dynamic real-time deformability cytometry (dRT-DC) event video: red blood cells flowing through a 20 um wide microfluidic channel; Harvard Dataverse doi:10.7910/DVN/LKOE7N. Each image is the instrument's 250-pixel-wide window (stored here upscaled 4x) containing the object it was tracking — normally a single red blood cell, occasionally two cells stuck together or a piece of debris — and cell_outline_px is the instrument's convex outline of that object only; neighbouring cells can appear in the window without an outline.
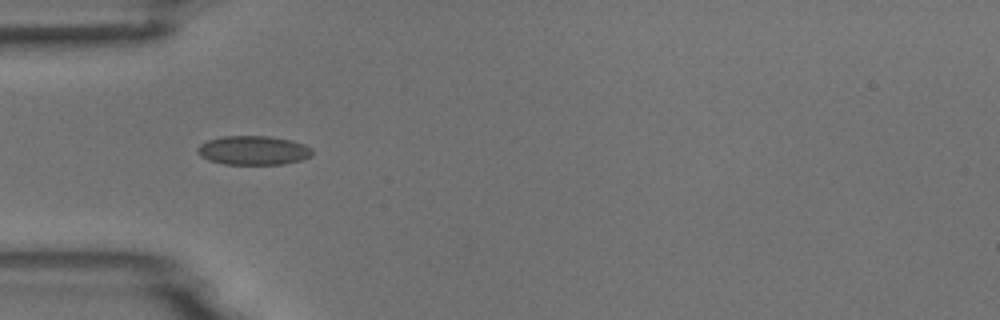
{"species": "common noctule bat (a hibernating species)", "species_latin": "Nyctalus noctula", "temperature_condition": "room temperature", "stored_images_in_passage": 6, "camera_frame_rate_fps": 3000, "um_per_image_px": 0.085, "animal": {"sex": "male", "body_mass_g": 18.8}, "frame": {"image": 1, "passage_image": 5, "time_ms": 4.667, "image_size_px": [1000, 320], "cell_outline_px": [[312, 156], [300, 160], [284, 164], [224, 164], [208, 160], [200, 156], [196, 152], [196, 148], [200, 144], [208, 140], [224, 136], [268, 136], [292, 140], [304, 144], [312, 148]], "centroid_in_image_um": [21.52, 12.78], "position_along_channel_um": 63.5, "area_um2": 19.54}}